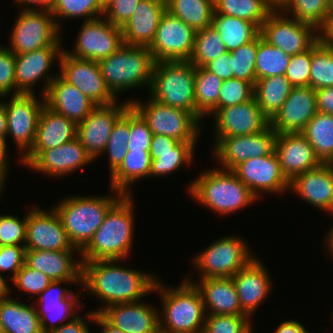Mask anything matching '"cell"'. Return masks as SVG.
Listing matches in <instances>:
<instances>
[{
	"label": "cell",
	"mask_w": 333,
	"mask_h": 333,
	"mask_svg": "<svg viewBox=\"0 0 333 333\" xmlns=\"http://www.w3.org/2000/svg\"><path fill=\"white\" fill-rule=\"evenodd\" d=\"M122 260H97L82 262V290L95 296L102 304L92 309L100 313L117 303H134L142 300L153 288L157 276L145 271L120 265ZM104 302V303H103Z\"/></svg>",
	"instance_id": "1"
},
{
	"label": "cell",
	"mask_w": 333,
	"mask_h": 333,
	"mask_svg": "<svg viewBox=\"0 0 333 333\" xmlns=\"http://www.w3.org/2000/svg\"><path fill=\"white\" fill-rule=\"evenodd\" d=\"M132 194L123 195L106 213L103 223L80 252L82 262L126 260L133 247L134 203Z\"/></svg>",
	"instance_id": "2"
},
{
	"label": "cell",
	"mask_w": 333,
	"mask_h": 333,
	"mask_svg": "<svg viewBox=\"0 0 333 333\" xmlns=\"http://www.w3.org/2000/svg\"><path fill=\"white\" fill-rule=\"evenodd\" d=\"M158 278L153 292H159V328L162 333H203L206 311L199 289L190 275L177 287H166ZM162 318V319H161Z\"/></svg>",
	"instance_id": "3"
},
{
	"label": "cell",
	"mask_w": 333,
	"mask_h": 333,
	"mask_svg": "<svg viewBox=\"0 0 333 333\" xmlns=\"http://www.w3.org/2000/svg\"><path fill=\"white\" fill-rule=\"evenodd\" d=\"M188 186L194 201L219 216L240 211L258 200L232 170L207 169Z\"/></svg>",
	"instance_id": "4"
},
{
	"label": "cell",
	"mask_w": 333,
	"mask_h": 333,
	"mask_svg": "<svg viewBox=\"0 0 333 333\" xmlns=\"http://www.w3.org/2000/svg\"><path fill=\"white\" fill-rule=\"evenodd\" d=\"M111 195L67 196L54 209L61 218L71 245L80 252L88 245L103 223L108 210L124 195L110 188Z\"/></svg>",
	"instance_id": "5"
},
{
	"label": "cell",
	"mask_w": 333,
	"mask_h": 333,
	"mask_svg": "<svg viewBox=\"0 0 333 333\" xmlns=\"http://www.w3.org/2000/svg\"><path fill=\"white\" fill-rule=\"evenodd\" d=\"M155 59L148 47L122 45L116 52L98 62L105 84L111 94L129 89H150Z\"/></svg>",
	"instance_id": "6"
},
{
	"label": "cell",
	"mask_w": 333,
	"mask_h": 333,
	"mask_svg": "<svg viewBox=\"0 0 333 333\" xmlns=\"http://www.w3.org/2000/svg\"><path fill=\"white\" fill-rule=\"evenodd\" d=\"M195 68L189 61L156 62L148 92L150 98L191 112L197 118Z\"/></svg>",
	"instance_id": "7"
},
{
	"label": "cell",
	"mask_w": 333,
	"mask_h": 333,
	"mask_svg": "<svg viewBox=\"0 0 333 333\" xmlns=\"http://www.w3.org/2000/svg\"><path fill=\"white\" fill-rule=\"evenodd\" d=\"M130 105L147 122L152 134L169 136L179 142L197 143L202 123L191 113L157 102L128 99ZM202 127V128H201Z\"/></svg>",
	"instance_id": "8"
},
{
	"label": "cell",
	"mask_w": 333,
	"mask_h": 333,
	"mask_svg": "<svg viewBox=\"0 0 333 333\" xmlns=\"http://www.w3.org/2000/svg\"><path fill=\"white\" fill-rule=\"evenodd\" d=\"M248 245L238 236L221 237L196 254L192 264L199 270L200 279L233 277L255 258Z\"/></svg>",
	"instance_id": "9"
},
{
	"label": "cell",
	"mask_w": 333,
	"mask_h": 333,
	"mask_svg": "<svg viewBox=\"0 0 333 333\" xmlns=\"http://www.w3.org/2000/svg\"><path fill=\"white\" fill-rule=\"evenodd\" d=\"M9 50L15 55L61 45V29L49 10H22L10 30Z\"/></svg>",
	"instance_id": "10"
},
{
	"label": "cell",
	"mask_w": 333,
	"mask_h": 333,
	"mask_svg": "<svg viewBox=\"0 0 333 333\" xmlns=\"http://www.w3.org/2000/svg\"><path fill=\"white\" fill-rule=\"evenodd\" d=\"M260 34L270 45L288 55L304 52L319 40V30L314 25L290 17L281 8L269 14Z\"/></svg>",
	"instance_id": "11"
},
{
	"label": "cell",
	"mask_w": 333,
	"mask_h": 333,
	"mask_svg": "<svg viewBox=\"0 0 333 333\" xmlns=\"http://www.w3.org/2000/svg\"><path fill=\"white\" fill-rule=\"evenodd\" d=\"M41 96V98L39 97ZM17 94L5 100L7 117V137L13 138L15 147L19 149L21 159L35 141L37 125L42 108L45 105L43 95ZM38 98V99H37Z\"/></svg>",
	"instance_id": "12"
},
{
	"label": "cell",
	"mask_w": 333,
	"mask_h": 333,
	"mask_svg": "<svg viewBox=\"0 0 333 333\" xmlns=\"http://www.w3.org/2000/svg\"><path fill=\"white\" fill-rule=\"evenodd\" d=\"M20 164L50 177L68 176L94 161L78 137L48 150H29Z\"/></svg>",
	"instance_id": "13"
},
{
	"label": "cell",
	"mask_w": 333,
	"mask_h": 333,
	"mask_svg": "<svg viewBox=\"0 0 333 333\" xmlns=\"http://www.w3.org/2000/svg\"><path fill=\"white\" fill-rule=\"evenodd\" d=\"M195 33L192 27L166 10L148 48L156 62L189 61L194 50Z\"/></svg>",
	"instance_id": "14"
},
{
	"label": "cell",
	"mask_w": 333,
	"mask_h": 333,
	"mask_svg": "<svg viewBox=\"0 0 333 333\" xmlns=\"http://www.w3.org/2000/svg\"><path fill=\"white\" fill-rule=\"evenodd\" d=\"M73 50H65L72 57L100 61L124 45L121 27L101 17L83 21Z\"/></svg>",
	"instance_id": "15"
},
{
	"label": "cell",
	"mask_w": 333,
	"mask_h": 333,
	"mask_svg": "<svg viewBox=\"0 0 333 333\" xmlns=\"http://www.w3.org/2000/svg\"><path fill=\"white\" fill-rule=\"evenodd\" d=\"M276 136V131L269 125L265 130L256 134L223 137L213 143V155L218 160L221 169L233 170L248 159L273 153Z\"/></svg>",
	"instance_id": "16"
},
{
	"label": "cell",
	"mask_w": 333,
	"mask_h": 333,
	"mask_svg": "<svg viewBox=\"0 0 333 333\" xmlns=\"http://www.w3.org/2000/svg\"><path fill=\"white\" fill-rule=\"evenodd\" d=\"M58 62V74L97 106H107L117 101L105 84L98 61L72 57L64 49Z\"/></svg>",
	"instance_id": "17"
},
{
	"label": "cell",
	"mask_w": 333,
	"mask_h": 333,
	"mask_svg": "<svg viewBox=\"0 0 333 333\" xmlns=\"http://www.w3.org/2000/svg\"><path fill=\"white\" fill-rule=\"evenodd\" d=\"M25 248L26 250L79 251L69 242L61 218L53 207L50 210L29 207Z\"/></svg>",
	"instance_id": "18"
},
{
	"label": "cell",
	"mask_w": 333,
	"mask_h": 333,
	"mask_svg": "<svg viewBox=\"0 0 333 333\" xmlns=\"http://www.w3.org/2000/svg\"><path fill=\"white\" fill-rule=\"evenodd\" d=\"M64 50L62 45H50L30 52L15 55L16 95L33 94V86L44 81L41 95H45L50 83L58 74L52 75L54 60L59 61ZM50 73V74H49Z\"/></svg>",
	"instance_id": "19"
},
{
	"label": "cell",
	"mask_w": 333,
	"mask_h": 333,
	"mask_svg": "<svg viewBox=\"0 0 333 333\" xmlns=\"http://www.w3.org/2000/svg\"><path fill=\"white\" fill-rule=\"evenodd\" d=\"M62 283H74L75 285L77 283L81 286L82 280L51 281L49 286L36 298L39 300L37 302L39 308H36V310L43 333H51L62 324L72 321L79 315L75 309L81 305L79 304L82 301V299H80V294L72 289L61 288ZM66 318H69L70 320L66 321ZM64 320L66 322H64ZM47 321H50L51 324L47 323ZM58 322H61L62 324H58Z\"/></svg>",
	"instance_id": "20"
},
{
	"label": "cell",
	"mask_w": 333,
	"mask_h": 333,
	"mask_svg": "<svg viewBox=\"0 0 333 333\" xmlns=\"http://www.w3.org/2000/svg\"><path fill=\"white\" fill-rule=\"evenodd\" d=\"M259 200L265 193L281 194L289 190V182L282 174L276 152L248 159L232 170Z\"/></svg>",
	"instance_id": "21"
},
{
	"label": "cell",
	"mask_w": 333,
	"mask_h": 333,
	"mask_svg": "<svg viewBox=\"0 0 333 333\" xmlns=\"http://www.w3.org/2000/svg\"><path fill=\"white\" fill-rule=\"evenodd\" d=\"M124 101L96 106L87 118L77 125V137L94 162L103 155L115 122L131 106L127 99Z\"/></svg>",
	"instance_id": "22"
},
{
	"label": "cell",
	"mask_w": 333,
	"mask_h": 333,
	"mask_svg": "<svg viewBox=\"0 0 333 333\" xmlns=\"http://www.w3.org/2000/svg\"><path fill=\"white\" fill-rule=\"evenodd\" d=\"M215 143L223 137L256 134L270 125L255 98L241 104L218 109L213 116Z\"/></svg>",
	"instance_id": "23"
},
{
	"label": "cell",
	"mask_w": 333,
	"mask_h": 333,
	"mask_svg": "<svg viewBox=\"0 0 333 333\" xmlns=\"http://www.w3.org/2000/svg\"><path fill=\"white\" fill-rule=\"evenodd\" d=\"M316 113V91L310 86L293 87L270 126L277 134L301 133Z\"/></svg>",
	"instance_id": "24"
},
{
	"label": "cell",
	"mask_w": 333,
	"mask_h": 333,
	"mask_svg": "<svg viewBox=\"0 0 333 333\" xmlns=\"http://www.w3.org/2000/svg\"><path fill=\"white\" fill-rule=\"evenodd\" d=\"M275 152L282 174L289 183L295 177L322 164L314 148L301 133L277 134Z\"/></svg>",
	"instance_id": "25"
},
{
	"label": "cell",
	"mask_w": 333,
	"mask_h": 333,
	"mask_svg": "<svg viewBox=\"0 0 333 333\" xmlns=\"http://www.w3.org/2000/svg\"><path fill=\"white\" fill-rule=\"evenodd\" d=\"M267 270L260 258L255 257L232 277L240 306L250 318L272 290Z\"/></svg>",
	"instance_id": "26"
},
{
	"label": "cell",
	"mask_w": 333,
	"mask_h": 333,
	"mask_svg": "<svg viewBox=\"0 0 333 333\" xmlns=\"http://www.w3.org/2000/svg\"><path fill=\"white\" fill-rule=\"evenodd\" d=\"M289 190L314 208L333 214V164L322 163L295 177Z\"/></svg>",
	"instance_id": "27"
},
{
	"label": "cell",
	"mask_w": 333,
	"mask_h": 333,
	"mask_svg": "<svg viewBox=\"0 0 333 333\" xmlns=\"http://www.w3.org/2000/svg\"><path fill=\"white\" fill-rule=\"evenodd\" d=\"M156 306L139 301L117 303L103 309L100 314L124 333L158 332L159 311Z\"/></svg>",
	"instance_id": "28"
},
{
	"label": "cell",
	"mask_w": 333,
	"mask_h": 333,
	"mask_svg": "<svg viewBox=\"0 0 333 333\" xmlns=\"http://www.w3.org/2000/svg\"><path fill=\"white\" fill-rule=\"evenodd\" d=\"M44 98L47 107L58 114L64 115L76 125L84 121L97 106L59 74L50 83Z\"/></svg>",
	"instance_id": "29"
},
{
	"label": "cell",
	"mask_w": 333,
	"mask_h": 333,
	"mask_svg": "<svg viewBox=\"0 0 333 333\" xmlns=\"http://www.w3.org/2000/svg\"><path fill=\"white\" fill-rule=\"evenodd\" d=\"M166 10L163 0H141L135 13L121 27L124 44L149 47Z\"/></svg>",
	"instance_id": "30"
},
{
	"label": "cell",
	"mask_w": 333,
	"mask_h": 333,
	"mask_svg": "<svg viewBox=\"0 0 333 333\" xmlns=\"http://www.w3.org/2000/svg\"><path fill=\"white\" fill-rule=\"evenodd\" d=\"M77 252L80 256V251L26 250L25 264L51 281L82 280V261L74 258Z\"/></svg>",
	"instance_id": "31"
},
{
	"label": "cell",
	"mask_w": 333,
	"mask_h": 333,
	"mask_svg": "<svg viewBox=\"0 0 333 333\" xmlns=\"http://www.w3.org/2000/svg\"><path fill=\"white\" fill-rule=\"evenodd\" d=\"M206 315H247L241 308L232 277L199 279ZM209 310V311H208Z\"/></svg>",
	"instance_id": "32"
},
{
	"label": "cell",
	"mask_w": 333,
	"mask_h": 333,
	"mask_svg": "<svg viewBox=\"0 0 333 333\" xmlns=\"http://www.w3.org/2000/svg\"><path fill=\"white\" fill-rule=\"evenodd\" d=\"M76 137L77 125L44 105L40 113L35 141L30 150L54 149Z\"/></svg>",
	"instance_id": "33"
},
{
	"label": "cell",
	"mask_w": 333,
	"mask_h": 333,
	"mask_svg": "<svg viewBox=\"0 0 333 333\" xmlns=\"http://www.w3.org/2000/svg\"><path fill=\"white\" fill-rule=\"evenodd\" d=\"M151 162L149 151H127L121 165L110 175V188L125 195L132 194L130 185L142 178H150Z\"/></svg>",
	"instance_id": "34"
},
{
	"label": "cell",
	"mask_w": 333,
	"mask_h": 333,
	"mask_svg": "<svg viewBox=\"0 0 333 333\" xmlns=\"http://www.w3.org/2000/svg\"><path fill=\"white\" fill-rule=\"evenodd\" d=\"M0 320L5 333H43L32 303L30 306L11 297L1 300Z\"/></svg>",
	"instance_id": "35"
},
{
	"label": "cell",
	"mask_w": 333,
	"mask_h": 333,
	"mask_svg": "<svg viewBox=\"0 0 333 333\" xmlns=\"http://www.w3.org/2000/svg\"><path fill=\"white\" fill-rule=\"evenodd\" d=\"M292 88L285 75L270 76L256 81L254 98L269 120L282 108Z\"/></svg>",
	"instance_id": "36"
},
{
	"label": "cell",
	"mask_w": 333,
	"mask_h": 333,
	"mask_svg": "<svg viewBox=\"0 0 333 333\" xmlns=\"http://www.w3.org/2000/svg\"><path fill=\"white\" fill-rule=\"evenodd\" d=\"M212 26L228 52L249 43L260 34V29L254 23L234 16L213 14Z\"/></svg>",
	"instance_id": "37"
},
{
	"label": "cell",
	"mask_w": 333,
	"mask_h": 333,
	"mask_svg": "<svg viewBox=\"0 0 333 333\" xmlns=\"http://www.w3.org/2000/svg\"><path fill=\"white\" fill-rule=\"evenodd\" d=\"M223 80L205 67L195 68V108L197 119L212 116L218 110V99Z\"/></svg>",
	"instance_id": "38"
},
{
	"label": "cell",
	"mask_w": 333,
	"mask_h": 333,
	"mask_svg": "<svg viewBox=\"0 0 333 333\" xmlns=\"http://www.w3.org/2000/svg\"><path fill=\"white\" fill-rule=\"evenodd\" d=\"M301 134L322 163L333 164V115L317 112Z\"/></svg>",
	"instance_id": "39"
},
{
	"label": "cell",
	"mask_w": 333,
	"mask_h": 333,
	"mask_svg": "<svg viewBox=\"0 0 333 333\" xmlns=\"http://www.w3.org/2000/svg\"><path fill=\"white\" fill-rule=\"evenodd\" d=\"M275 8L268 0H214V13L242 18L261 29Z\"/></svg>",
	"instance_id": "40"
},
{
	"label": "cell",
	"mask_w": 333,
	"mask_h": 333,
	"mask_svg": "<svg viewBox=\"0 0 333 333\" xmlns=\"http://www.w3.org/2000/svg\"><path fill=\"white\" fill-rule=\"evenodd\" d=\"M167 11L195 31L212 25L214 0H167Z\"/></svg>",
	"instance_id": "41"
},
{
	"label": "cell",
	"mask_w": 333,
	"mask_h": 333,
	"mask_svg": "<svg viewBox=\"0 0 333 333\" xmlns=\"http://www.w3.org/2000/svg\"><path fill=\"white\" fill-rule=\"evenodd\" d=\"M291 55L270 45L261 34L258 35V49L255 62L256 81L270 76L285 75Z\"/></svg>",
	"instance_id": "42"
},
{
	"label": "cell",
	"mask_w": 333,
	"mask_h": 333,
	"mask_svg": "<svg viewBox=\"0 0 333 333\" xmlns=\"http://www.w3.org/2000/svg\"><path fill=\"white\" fill-rule=\"evenodd\" d=\"M228 52L217 30L212 26L195 33L194 50L189 60L195 67H204L207 63Z\"/></svg>",
	"instance_id": "43"
},
{
	"label": "cell",
	"mask_w": 333,
	"mask_h": 333,
	"mask_svg": "<svg viewBox=\"0 0 333 333\" xmlns=\"http://www.w3.org/2000/svg\"><path fill=\"white\" fill-rule=\"evenodd\" d=\"M53 17L60 29L61 20L71 18H84L90 21L101 18L104 14V3L102 0H55L52 10Z\"/></svg>",
	"instance_id": "44"
},
{
	"label": "cell",
	"mask_w": 333,
	"mask_h": 333,
	"mask_svg": "<svg viewBox=\"0 0 333 333\" xmlns=\"http://www.w3.org/2000/svg\"><path fill=\"white\" fill-rule=\"evenodd\" d=\"M281 9L318 30L328 21V0H288Z\"/></svg>",
	"instance_id": "45"
},
{
	"label": "cell",
	"mask_w": 333,
	"mask_h": 333,
	"mask_svg": "<svg viewBox=\"0 0 333 333\" xmlns=\"http://www.w3.org/2000/svg\"><path fill=\"white\" fill-rule=\"evenodd\" d=\"M333 86V52L320 40L312 46L310 87L314 90Z\"/></svg>",
	"instance_id": "46"
},
{
	"label": "cell",
	"mask_w": 333,
	"mask_h": 333,
	"mask_svg": "<svg viewBox=\"0 0 333 333\" xmlns=\"http://www.w3.org/2000/svg\"><path fill=\"white\" fill-rule=\"evenodd\" d=\"M258 49V36L249 43L230 52L234 78L256 83L255 62Z\"/></svg>",
	"instance_id": "47"
},
{
	"label": "cell",
	"mask_w": 333,
	"mask_h": 333,
	"mask_svg": "<svg viewBox=\"0 0 333 333\" xmlns=\"http://www.w3.org/2000/svg\"><path fill=\"white\" fill-rule=\"evenodd\" d=\"M251 322L248 315H206L203 333H249Z\"/></svg>",
	"instance_id": "48"
},
{
	"label": "cell",
	"mask_w": 333,
	"mask_h": 333,
	"mask_svg": "<svg viewBox=\"0 0 333 333\" xmlns=\"http://www.w3.org/2000/svg\"><path fill=\"white\" fill-rule=\"evenodd\" d=\"M254 98V85L243 79L224 80L220 89L218 109L241 104Z\"/></svg>",
	"instance_id": "49"
},
{
	"label": "cell",
	"mask_w": 333,
	"mask_h": 333,
	"mask_svg": "<svg viewBox=\"0 0 333 333\" xmlns=\"http://www.w3.org/2000/svg\"><path fill=\"white\" fill-rule=\"evenodd\" d=\"M195 152H165L156 153V159L152 160L150 177H166L177 172L183 165H190ZM177 170V171H176Z\"/></svg>",
	"instance_id": "50"
},
{
	"label": "cell",
	"mask_w": 333,
	"mask_h": 333,
	"mask_svg": "<svg viewBox=\"0 0 333 333\" xmlns=\"http://www.w3.org/2000/svg\"><path fill=\"white\" fill-rule=\"evenodd\" d=\"M27 212L23 219L17 216L0 214V246H25Z\"/></svg>",
	"instance_id": "51"
},
{
	"label": "cell",
	"mask_w": 333,
	"mask_h": 333,
	"mask_svg": "<svg viewBox=\"0 0 333 333\" xmlns=\"http://www.w3.org/2000/svg\"><path fill=\"white\" fill-rule=\"evenodd\" d=\"M13 287L16 286L17 290L30 294L29 297L39 296L51 283V280L42 272L28 267L26 264L16 274L12 280Z\"/></svg>",
	"instance_id": "52"
},
{
	"label": "cell",
	"mask_w": 333,
	"mask_h": 333,
	"mask_svg": "<svg viewBox=\"0 0 333 333\" xmlns=\"http://www.w3.org/2000/svg\"><path fill=\"white\" fill-rule=\"evenodd\" d=\"M312 47L304 52L291 55L285 77L293 87L310 86Z\"/></svg>",
	"instance_id": "53"
},
{
	"label": "cell",
	"mask_w": 333,
	"mask_h": 333,
	"mask_svg": "<svg viewBox=\"0 0 333 333\" xmlns=\"http://www.w3.org/2000/svg\"><path fill=\"white\" fill-rule=\"evenodd\" d=\"M130 135L128 151H149L153 134L147 122L132 106H130Z\"/></svg>",
	"instance_id": "54"
},
{
	"label": "cell",
	"mask_w": 333,
	"mask_h": 333,
	"mask_svg": "<svg viewBox=\"0 0 333 333\" xmlns=\"http://www.w3.org/2000/svg\"><path fill=\"white\" fill-rule=\"evenodd\" d=\"M16 95L15 54L0 45V98Z\"/></svg>",
	"instance_id": "55"
},
{
	"label": "cell",
	"mask_w": 333,
	"mask_h": 333,
	"mask_svg": "<svg viewBox=\"0 0 333 333\" xmlns=\"http://www.w3.org/2000/svg\"><path fill=\"white\" fill-rule=\"evenodd\" d=\"M141 0H108L104 3L103 17L113 25L122 27L135 13Z\"/></svg>",
	"instance_id": "56"
},
{
	"label": "cell",
	"mask_w": 333,
	"mask_h": 333,
	"mask_svg": "<svg viewBox=\"0 0 333 333\" xmlns=\"http://www.w3.org/2000/svg\"><path fill=\"white\" fill-rule=\"evenodd\" d=\"M25 246H0V274L11 273L8 279L12 281L25 264Z\"/></svg>",
	"instance_id": "57"
},
{
	"label": "cell",
	"mask_w": 333,
	"mask_h": 333,
	"mask_svg": "<svg viewBox=\"0 0 333 333\" xmlns=\"http://www.w3.org/2000/svg\"><path fill=\"white\" fill-rule=\"evenodd\" d=\"M197 143L179 142L169 136L154 134L150 144L151 160L156 159V153L165 152H194Z\"/></svg>",
	"instance_id": "58"
},
{
	"label": "cell",
	"mask_w": 333,
	"mask_h": 333,
	"mask_svg": "<svg viewBox=\"0 0 333 333\" xmlns=\"http://www.w3.org/2000/svg\"><path fill=\"white\" fill-rule=\"evenodd\" d=\"M130 107L115 122L109 141L107 143H118L127 146L130 138Z\"/></svg>",
	"instance_id": "59"
},
{
	"label": "cell",
	"mask_w": 333,
	"mask_h": 333,
	"mask_svg": "<svg viewBox=\"0 0 333 333\" xmlns=\"http://www.w3.org/2000/svg\"><path fill=\"white\" fill-rule=\"evenodd\" d=\"M204 67L223 81L234 78L232 56L230 52L222 54L220 57L207 63Z\"/></svg>",
	"instance_id": "60"
},
{
	"label": "cell",
	"mask_w": 333,
	"mask_h": 333,
	"mask_svg": "<svg viewBox=\"0 0 333 333\" xmlns=\"http://www.w3.org/2000/svg\"><path fill=\"white\" fill-rule=\"evenodd\" d=\"M84 315L80 314L76 316L72 321L62 324L59 328L53 330L51 333H91V329L87 325L86 319L94 321V312L91 310L82 318ZM87 317V318H86Z\"/></svg>",
	"instance_id": "61"
},
{
	"label": "cell",
	"mask_w": 333,
	"mask_h": 333,
	"mask_svg": "<svg viewBox=\"0 0 333 333\" xmlns=\"http://www.w3.org/2000/svg\"><path fill=\"white\" fill-rule=\"evenodd\" d=\"M127 146L118 143H107L104 153L108 155L110 175L121 165L126 154Z\"/></svg>",
	"instance_id": "62"
},
{
	"label": "cell",
	"mask_w": 333,
	"mask_h": 333,
	"mask_svg": "<svg viewBox=\"0 0 333 333\" xmlns=\"http://www.w3.org/2000/svg\"><path fill=\"white\" fill-rule=\"evenodd\" d=\"M317 112L333 115V86L316 89Z\"/></svg>",
	"instance_id": "63"
},
{
	"label": "cell",
	"mask_w": 333,
	"mask_h": 333,
	"mask_svg": "<svg viewBox=\"0 0 333 333\" xmlns=\"http://www.w3.org/2000/svg\"><path fill=\"white\" fill-rule=\"evenodd\" d=\"M8 142L3 139V138H0V185L4 188V183H6V179H8V171L10 170L9 168V164L8 163L10 160L9 159V151L7 149V145Z\"/></svg>",
	"instance_id": "64"
},
{
	"label": "cell",
	"mask_w": 333,
	"mask_h": 333,
	"mask_svg": "<svg viewBox=\"0 0 333 333\" xmlns=\"http://www.w3.org/2000/svg\"><path fill=\"white\" fill-rule=\"evenodd\" d=\"M22 10H52L55 0H14ZM34 5V7H33ZM38 6L40 7L38 9Z\"/></svg>",
	"instance_id": "65"
},
{
	"label": "cell",
	"mask_w": 333,
	"mask_h": 333,
	"mask_svg": "<svg viewBox=\"0 0 333 333\" xmlns=\"http://www.w3.org/2000/svg\"><path fill=\"white\" fill-rule=\"evenodd\" d=\"M274 333H312L306 330L301 322L296 320H285L279 324Z\"/></svg>",
	"instance_id": "66"
},
{
	"label": "cell",
	"mask_w": 333,
	"mask_h": 333,
	"mask_svg": "<svg viewBox=\"0 0 333 333\" xmlns=\"http://www.w3.org/2000/svg\"><path fill=\"white\" fill-rule=\"evenodd\" d=\"M319 40L333 52V20H328L319 29Z\"/></svg>",
	"instance_id": "67"
},
{
	"label": "cell",
	"mask_w": 333,
	"mask_h": 333,
	"mask_svg": "<svg viewBox=\"0 0 333 333\" xmlns=\"http://www.w3.org/2000/svg\"><path fill=\"white\" fill-rule=\"evenodd\" d=\"M93 323H96V325L98 324V326L102 327L100 333H124L120 329L110 324L100 313L94 312Z\"/></svg>",
	"instance_id": "68"
},
{
	"label": "cell",
	"mask_w": 333,
	"mask_h": 333,
	"mask_svg": "<svg viewBox=\"0 0 333 333\" xmlns=\"http://www.w3.org/2000/svg\"><path fill=\"white\" fill-rule=\"evenodd\" d=\"M0 138L6 140L7 137V117H6V108L5 100L3 101L2 97L0 98Z\"/></svg>",
	"instance_id": "69"
},
{
	"label": "cell",
	"mask_w": 333,
	"mask_h": 333,
	"mask_svg": "<svg viewBox=\"0 0 333 333\" xmlns=\"http://www.w3.org/2000/svg\"><path fill=\"white\" fill-rule=\"evenodd\" d=\"M7 279V276L4 278V276L0 274V301L8 298L12 292V287L11 285L9 286Z\"/></svg>",
	"instance_id": "70"
},
{
	"label": "cell",
	"mask_w": 333,
	"mask_h": 333,
	"mask_svg": "<svg viewBox=\"0 0 333 333\" xmlns=\"http://www.w3.org/2000/svg\"><path fill=\"white\" fill-rule=\"evenodd\" d=\"M331 228V229H330ZM326 240H325V244L328 246L326 248L327 251L330 252V256L331 258L333 257V225L331 227H329V231L328 233H326ZM329 249V250H328ZM333 259V258H332Z\"/></svg>",
	"instance_id": "71"
},
{
	"label": "cell",
	"mask_w": 333,
	"mask_h": 333,
	"mask_svg": "<svg viewBox=\"0 0 333 333\" xmlns=\"http://www.w3.org/2000/svg\"><path fill=\"white\" fill-rule=\"evenodd\" d=\"M269 3L275 8H282L288 0H268Z\"/></svg>",
	"instance_id": "72"
},
{
	"label": "cell",
	"mask_w": 333,
	"mask_h": 333,
	"mask_svg": "<svg viewBox=\"0 0 333 333\" xmlns=\"http://www.w3.org/2000/svg\"><path fill=\"white\" fill-rule=\"evenodd\" d=\"M328 20H333V0H328Z\"/></svg>",
	"instance_id": "73"
},
{
	"label": "cell",
	"mask_w": 333,
	"mask_h": 333,
	"mask_svg": "<svg viewBox=\"0 0 333 333\" xmlns=\"http://www.w3.org/2000/svg\"><path fill=\"white\" fill-rule=\"evenodd\" d=\"M0 333H5L1 320H0Z\"/></svg>",
	"instance_id": "74"
},
{
	"label": "cell",
	"mask_w": 333,
	"mask_h": 333,
	"mask_svg": "<svg viewBox=\"0 0 333 333\" xmlns=\"http://www.w3.org/2000/svg\"><path fill=\"white\" fill-rule=\"evenodd\" d=\"M5 188H3L1 185H0V193L4 191Z\"/></svg>",
	"instance_id": "75"
},
{
	"label": "cell",
	"mask_w": 333,
	"mask_h": 333,
	"mask_svg": "<svg viewBox=\"0 0 333 333\" xmlns=\"http://www.w3.org/2000/svg\"><path fill=\"white\" fill-rule=\"evenodd\" d=\"M148 333H161V331L159 330L158 332H148Z\"/></svg>",
	"instance_id": "76"
}]
</instances>
